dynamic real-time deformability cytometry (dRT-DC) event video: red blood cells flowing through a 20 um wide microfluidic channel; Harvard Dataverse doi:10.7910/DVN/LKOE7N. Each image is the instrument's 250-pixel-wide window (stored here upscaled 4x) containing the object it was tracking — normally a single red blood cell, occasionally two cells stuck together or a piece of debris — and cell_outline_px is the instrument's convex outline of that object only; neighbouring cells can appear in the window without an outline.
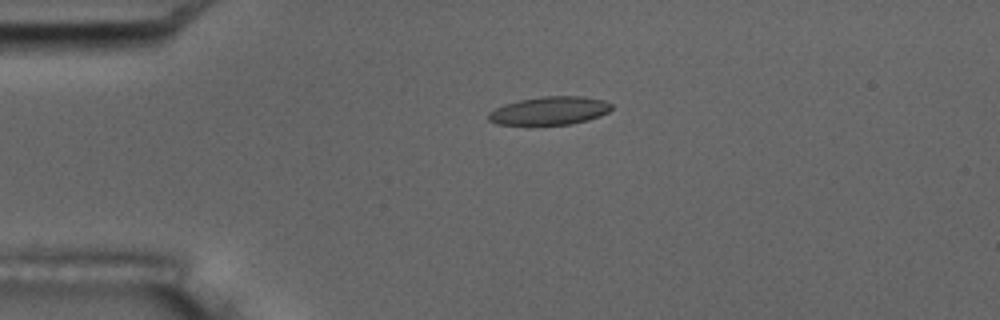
{"species": "common noctule bat (a hibernating species)", "species_latin": "Nyctalus noctula", "temperature_condition": "room temperature", "stored_images_in_passage": 5, "camera_frame_rate_fps": 3000, "um_per_image_px": 0.085, "animal": {"sex": "male", "body_mass_g": 17.5, "forearm_length_mm": 52.3}, "frame": {"image": 1, "passage_image": 4, "time_ms": 3.667, "image_size_px": [1000, 320], "cell_outline_px": [[612, 108], [608, 112], [600, 116], [588, 120], [568, 124], [496, 124], [488, 120], [488, 112], [504, 104], [520, 100], [540, 96], [584, 96], [604, 100], [612, 104]], "centroid_in_image_um": [46.73, 9.39], "position_along_channel_um": 38.3, "area_um2": 20.17}}